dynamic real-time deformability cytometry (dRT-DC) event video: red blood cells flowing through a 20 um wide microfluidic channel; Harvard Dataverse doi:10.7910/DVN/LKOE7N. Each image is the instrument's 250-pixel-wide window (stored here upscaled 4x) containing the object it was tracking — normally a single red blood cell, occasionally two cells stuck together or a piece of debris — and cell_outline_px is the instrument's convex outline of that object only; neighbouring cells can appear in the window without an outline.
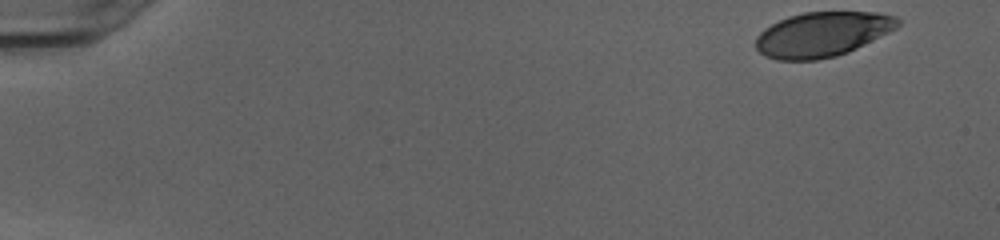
{"species": "human", "species_latin": "Homo sapiens", "temperature_condition": "cold", "stored_images_in_passage": 49, "camera_frame_rate_fps": 3000, "um_per_image_px": 0.085, "donor": {"sex": "female"}, "frame": {"image": 1, "passage_image": 1, "time_ms": 0.0, "image_size_px": [1000, 240], "cell_outline_px": [[900, 24], [896, 28], [848, 52], [836, 56], [816, 60], [776, 60], [764, 56], [756, 48], [756, 36], [764, 28], [788, 16], [804, 12], [880, 12], [896, 16], [900, 20]], "centroid_in_image_um": [69.88, 2.91], "position_along_channel_um": 15.1, "area_um2": 37.05}}
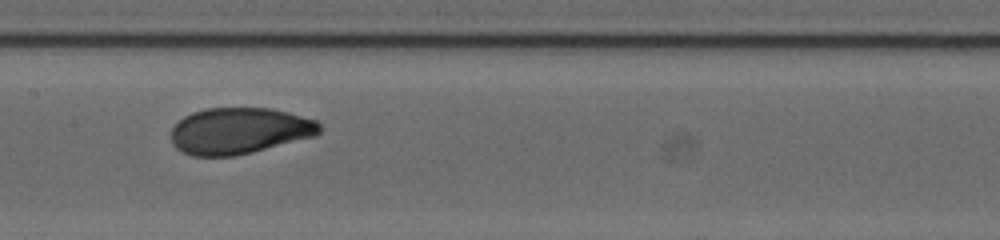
{"frame": {"image": 2, "passage_image": 25, "time_ms": 8.0, "image_size_px": [1000, 240], "cell_outline_px": [[320, 132], [316, 136], [236, 156], [192, 156], [176, 148], [172, 144], [172, 128], [184, 116], [192, 112], [208, 108], [272, 108], [288, 112], [316, 120], [320, 124]], "centroid_in_image_um": [20.35, 11.12], "position_along_channel_um": 187.0, "area_um2": 40.11}}
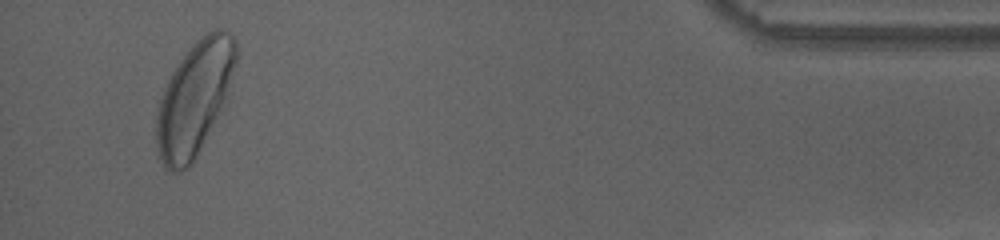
{"frame": {"image": 3, "passage_image": 47, "time_ms": 15.333, "image_size_px": [1000, 240], "cell_outline_px": [[240, 48], [228, 100], [192, 164], [188, 168], [180, 172], [172, 172], [164, 168], [160, 160], [156, 148], [156, 116], [160, 100], [164, 88], [172, 72], [180, 60], [196, 40], [200, 36], [216, 28], [224, 28], [236, 40]], "centroid_in_image_um": [16.58, 8.36], "position_along_channel_um": 418.6, "area_um2": 53.64}, "authors_computed_cell_mechanics": {"area_um2": 40.46, "velocity_mm_per_s": 3.9951, "shape_relaxation_time_tau1_ms": 2.693, "shape_relaxation_time_tau2_ms": null, "deformation_change_tau1": 0.153, "deformation_change_tau2": null}}